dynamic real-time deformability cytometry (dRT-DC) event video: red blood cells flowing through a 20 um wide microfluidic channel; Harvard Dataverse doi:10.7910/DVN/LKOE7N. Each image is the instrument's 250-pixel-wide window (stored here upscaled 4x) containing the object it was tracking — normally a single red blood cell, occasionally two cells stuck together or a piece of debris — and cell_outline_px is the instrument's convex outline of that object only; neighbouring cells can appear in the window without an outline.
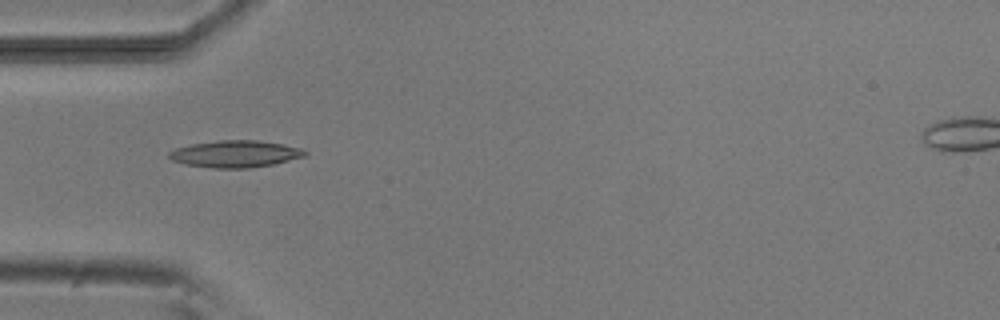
{"species": "common noctule bat (a hibernating species)", "species_latin": "Nyctalus noctula", "temperature_condition": "room temperature", "stored_images_in_passage": 3, "camera_frame_rate_fps": 3000, "um_per_image_px": 0.085, "animal": {"sex": "male", "body_mass_g": 20.5, "forearm_length_mm": 52.5}, "frame": {"image": 1, "passage_image": 1, "time_ms": 0.0, "image_size_px": [1000, 320], "cell_outline_px": [[308, 152], [304, 156], [272, 164], [248, 168], [212, 168], [184, 164], [172, 160], [168, 156], [168, 152], [176, 148], [192, 144], [220, 140], [256, 140], [284, 144], [300, 148]], "centroid_in_image_um": [19.97, 13.08], "position_along_channel_um": 65.0, "area_um2": 21.15}}
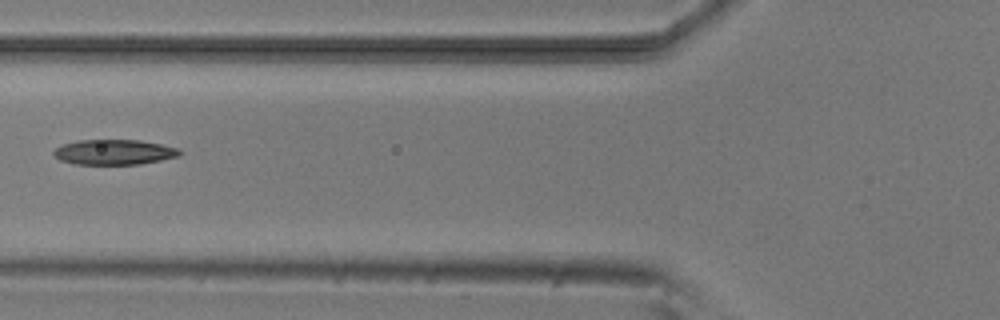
{"frame": {"image": 2, "passage_image": 2, "time_ms": 1.333, "image_size_px": [1000, 320], "cell_outline_px": [[180, 156], [140, 164], [76, 164], [60, 160], [52, 152], [56, 148], [64, 144], [80, 140], [140, 140], [180, 148]], "centroid_in_image_um": [9.73, 12.93], "position_along_channel_um": 116.1, "area_um2": 18.32}}
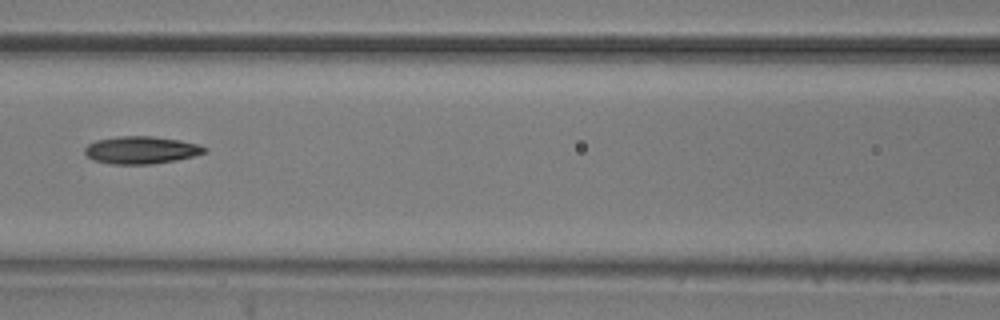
{"frame": {"image": 3, "passage_image": 3, "time_ms": 2.333, "image_size_px": [1000, 320], "cell_outline_px": [[208, 148], [204, 152], [192, 156], [176, 160], [152, 164], [112, 164], [92, 160], [84, 152], [84, 148], [88, 144], [96, 140], [116, 136], [152, 136], [180, 140], [196, 144]], "centroid_in_image_um": [11.95, 12.75], "position_along_channel_um": 154.6, "area_um2": 19.13}}